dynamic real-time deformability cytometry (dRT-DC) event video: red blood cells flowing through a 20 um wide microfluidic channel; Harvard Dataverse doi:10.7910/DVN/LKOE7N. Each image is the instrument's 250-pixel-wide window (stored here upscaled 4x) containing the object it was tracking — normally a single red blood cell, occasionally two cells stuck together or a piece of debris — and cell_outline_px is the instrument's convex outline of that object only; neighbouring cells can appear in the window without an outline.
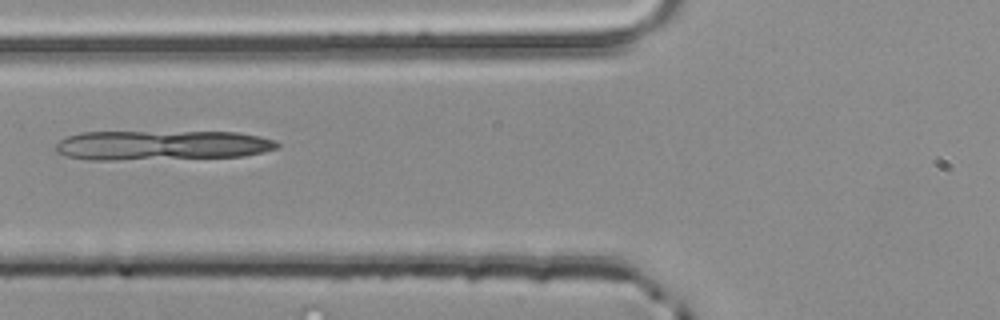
{"species": "common noctule bat (a hibernating species)", "species_latin": "Nyctalus noctula", "temperature_condition": "room temperature", "stored_images_in_passage": 3, "camera_frame_rate_fps": 3000, "um_per_image_px": 0.085, "animal": {"sex": "male", "body_mass_g": 20.4}, "frame": {"image": 1, "passage_image": 3, "time_ms": 0.667, "image_size_px": [1000, 320], "cell_outline_px": [[280, 148], [264, 152], [244, 156], [116, 160], [88, 160], [64, 156], [56, 152], [56, 144], [60, 140], [68, 136], [80, 132], [236, 132], [260, 136], [276, 140], [280, 144]], "centroid_in_image_um": [13.77, 12.35], "position_along_channel_um": 112.0, "area_um2": 38.61}}